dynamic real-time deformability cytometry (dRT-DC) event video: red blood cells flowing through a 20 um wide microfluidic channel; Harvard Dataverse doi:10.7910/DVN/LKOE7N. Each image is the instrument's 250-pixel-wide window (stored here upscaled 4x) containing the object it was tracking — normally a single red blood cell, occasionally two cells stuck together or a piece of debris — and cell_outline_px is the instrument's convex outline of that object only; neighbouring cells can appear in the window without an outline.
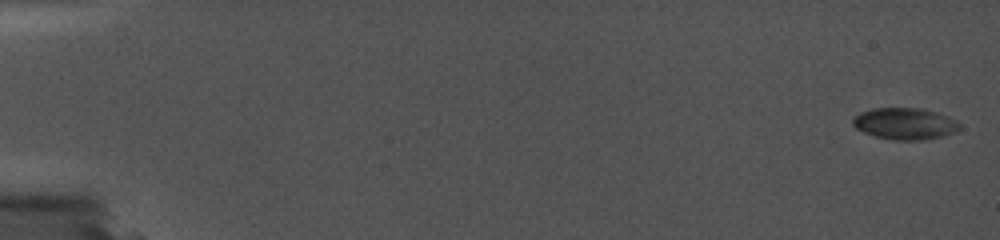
{"species": "common noctule bat (a hibernating species)", "species_latin": "Nyctalus noctula", "temperature_condition": "cold", "stored_images_in_passage": 40, "camera_frame_rate_fps": 5000, "um_per_image_px": 0.085, "animal": {"sex": "female", "body_mass_g": 19.0, "forearm_length_mm": 56.7}, "frame": {"image": 1, "passage_image": 1, "time_ms": 0.0, "image_size_px": [1000, 240], "cell_outline_px": [[960, 128], [944, 136], [924, 140], [896, 140], [876, 136], [864, 132], [856, 128], [852, 124], [852, 116], [860, 112], [872, 108], [920, 108], [936, 112], [948, 116], [956, 120], [960, 124]], "centroid_in_image_um": [76.89, 10.5], "position_along_channel_um": 8.1, "area_um2": 19.71}}
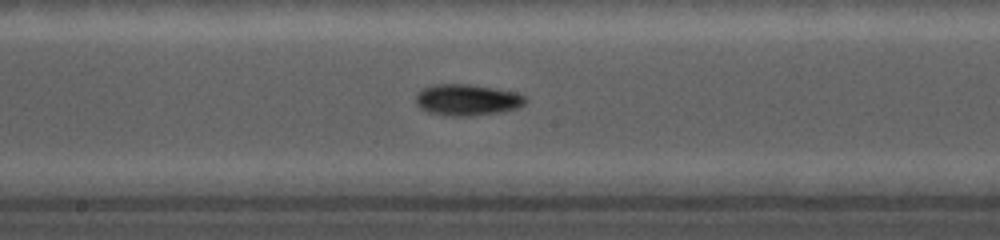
{"frame": {"image": 2, "passage_image": 25, "time_ms": 10.2, "image_size_px": [1000, 240], "cell_outline_px": [[528, 100], [524, 104], [516, 108], [500, 112], [472, 116], [444, 116], [428, 112], [420, 108], [416, 104], [416, 92], [432, 84], [468, 84], [516, 92], [524, 96]], "centroid_in_image_um": [39.67, 8.49], "position_along_channel_um": 208.5, "area_um2": 20.11}}
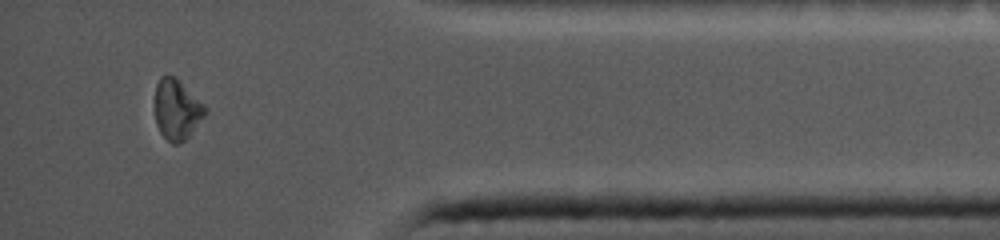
{"frame": {"image": 3, "passage_image": 39, "time_ms": 16.2, "image_size_px": [1000, 240], "cell_outline_px": [[208, 112], [188, 136], [184, 140], [176, 144], [172, 144], [160, 132], [156, 124], [156, 84], [160, 76], [172, 76], [204, 104], [208, 108]], "centroid_in_image_um": [15.04, 9.34], "position_along_channel_um": 420.2, "area_um2": 17.17}}